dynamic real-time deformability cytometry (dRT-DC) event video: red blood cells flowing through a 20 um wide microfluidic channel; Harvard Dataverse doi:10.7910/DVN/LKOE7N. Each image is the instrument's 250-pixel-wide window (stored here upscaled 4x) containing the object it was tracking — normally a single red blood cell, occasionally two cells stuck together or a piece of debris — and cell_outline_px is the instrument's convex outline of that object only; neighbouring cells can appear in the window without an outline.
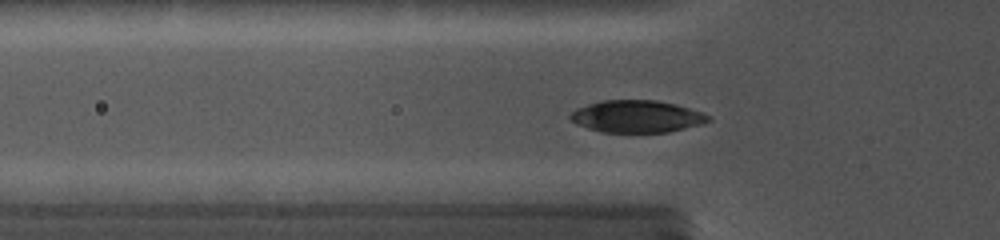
{"species": "common noctule bat (a hibernating species)", "species_latin": "Nyctalus noctula", "temperature_condition": "cold", "stored_images_in_passage": 17, "camera_frame_rate_fps": 5000, "um_per_image_px": 0.085, "animal": {"sex": "female", "body_mass_g": 19.0, "forearm_length_mm": 56.7}, "frame": {"image": 1, "passage_image": 3, "time_ms": 0.4, "image_size_px": [1000, 240], "cell_outline_px": [[712, 120], [704, 124], [668, 132], [600, 132], [576, 124], [568, 116], [576, 108], [588, 104], [604, 100], [656, 100], [676, 104], [704, 112], [712, 116]], "centroid_in_image_um": [54.18, 9.9], "position_along_channel_um": 71.6, "area_um2": 26.13}}